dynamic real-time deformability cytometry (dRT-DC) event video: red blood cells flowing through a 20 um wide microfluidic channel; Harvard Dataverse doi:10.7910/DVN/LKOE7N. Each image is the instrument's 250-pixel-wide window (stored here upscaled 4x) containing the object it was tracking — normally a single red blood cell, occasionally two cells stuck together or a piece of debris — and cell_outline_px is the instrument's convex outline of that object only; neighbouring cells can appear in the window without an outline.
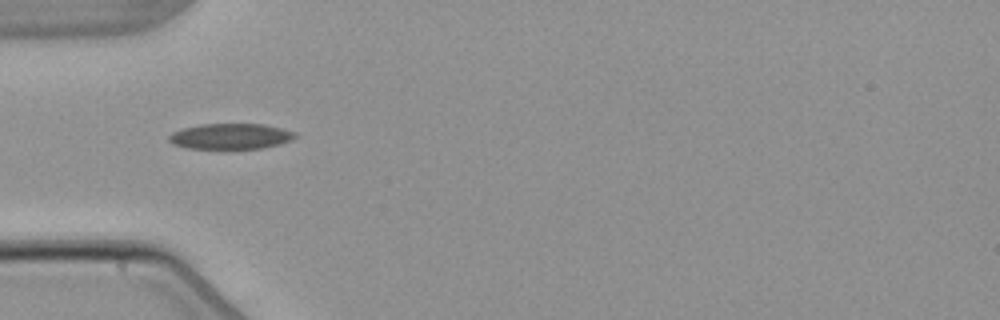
{"species": "common noctule bat (a hibernating species)", "species_latin": "Nyctalus noctula", "temperature_condition": "warm", "stored_images_in_passage": 6, "camera_frame_rate_fps": 3000, "um_per_image_px": 0.085, "animal": {"sex": "male", "body_mass_g": 21.5, "forearm_length_mm": 52.0}, "frame": {"image": 1, "passage_image": 4, "time_ms": 4.667, "image_size_px": [1000, 320], "cell_outline_px": [[296, 136], [292, 140], [280, 144], [260, 148], [188, 148], [176, 144], [168, 140], [168, 136], [172, 132], [184, 128], [200, 124], [264, 124], [296, 132]], "centroid_in_image_um": [19.62, 11.57], "position_along_channel_um": 65.4, "area_um2": 18.61}}